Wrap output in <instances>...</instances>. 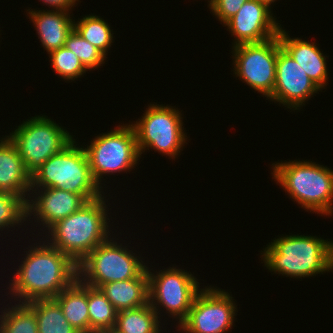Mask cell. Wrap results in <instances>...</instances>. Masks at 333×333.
Here are the masks:
<instances>
[{
	"label": "cell",
	"mask_w": 333,
	"mask_h": 333,
	"mask_svg": "<svg viewBox=\"0 0 333 333\" xmlns=\"http://www.w3.org/2000/svg\"><path fill=\"white\" fill-rule=\"evenodd\" d=\"M158 313L149 302L137 308L118 311L114 329L120 333H159Z\"/></svg>",
	"instance_id": "cell-21"
},
{
	"label": "cell",
	"mask_w": 333,
	"mask_h": 333,
	"mask_svg": "<svg viewBox=\"0 0 333 333\" xmlns=\"http://www.w3.org/2000/svg\"><path fill=\"white\" fill-rule=\"evenodd\" d=\"M76 1L78 0H43V2L46 5L48 4L52 8L53 7L56 8V10H66V11H69L71 7L74 6Z\"/></svg>",
	"instance_id": "cell-30"
},
{
	"label": "cell",
	"mask_w": 333,
	"mask_h": 333,
	"mask_svg": "<svg viewBox=\"0 0 333 333\" xmlns=\"http://www.w3.org/2000/svg\"><path fill=\"white\" fill-rule=\"evenodd\" d=\"M187 318L179 325L186 333H225L231 329L235 303L228 292L216 288L200 289Z\"/></svg>",
	"instance_id": "cell-12"
},
{
	"label": "cell",
	"mask_w": 333,
	"mask_h": 333,
	"mask_svg": "<svg viewBox=\"0 0 333 333\" xmlns=\"http://www.w3.org/2000/svg\"><path fill=\"white\" fill-rule=\"evenodd\" d=\"M35 197L26 202L27 218L34 212L37 220H40L48 229L58 221L78 211L87 201L79 194L56 188H44ZM37 198V199H36ZM33 201V202H32Z\"/></svg>",
	"instance_id": "cell-15"
},
{
	"label": "cell",
	"mask_w": 333,
	"mask_h": 333,
	"mask_svg": "<svg viewBox=\"0 0 333 333\" xmlns=\"http://www.w3.org/2000/svg\"><path fill=\"white\" fill-rule=\"evenodd\" d=\"M321 90L303 68L283 48L278 51L276 78L272 95L268 98L295 110ZM303 104V105H302Z\"/></svg>",
	"instance_id": "cell-13"
},
{
	"label": "cell",
	"mask_w": 333,
	"mask_h": 333,
	"mask_svg": "<svg viewBox=\"0 0 333 333\" xmlns=\"http://www.w3.org/2000/svg\"><path fill=\"white\" fill-rule=\"evenodd\" d=\"M117 310L100 288L88 285V314L91 330H111L115 327Z\"/></svg>",
	"instance_id": "cell-23"
},
{
	"label": "cell",
	"mask_w": 333,
	"mask_h": 333,
	"mask_svg": "<svg viewBox=\"0 0 333 333\" xmlns=\"http://www.w3.org/2000/svg\"><path fill=\"white\" fill-rule=\"evenodd\" d=\"M271 242L263 252L265 266L286 277H309L333 269V242L314 236L289 235Z\"/></svg>",
	"instance_id": "cell-2"
},
{
	"label": "cell",
	"mask_w": 333,
	"mask_h": 333,
	"mask_svg": "<svg viewBox=\"0 0 333 333\" xmlns=\"http://www.w3.org/2000/svg\"><path fill=\"white\" fill-rule=\"evenodd\" d=\"M66 10L29 11L31 21L34 23L47 52H52L65 46V41L74 29V22Z\"/></svg>",
	"instance_id": "cell-18"
},
{
	"label": "cell",
	"mask_w": 333,
	"mask_h": 333,
	"mask_svg": "<svg viewBox=\"0 0 333 333\" xmlns=\"http://www.w3.org/2000/svg\"><path fill=\"white\" fill-rule=\"evenodd\" d=\"M19 303L0 315V333H38L34 310L21 300Z\"/></svg>",
	"instance_id": "cell-24"
},
{
	"label": "cell",
	"mask_w": 333,
	"mask_h": 333,
	"mask_svg": "<svg viewBox=\"0 0 333 333\" xmlns=\"http://www.w3.org/2000/svg\"><path fill=\"white\" fill-rule=\"evenodd\" d=\"M74 144L73 140L31 175L32 191H37L38 186L42 187L41 189L54 187L79 194L87 202L102 196L101 186L92 176L85 149Z\"/></svg>",
	"instance_id": "cell-4"
},
{
	"label": "cell",
	"mask_w": 333,
	"mask_h": 333,
	"mask_svg": "<svg viewBox=\"0 0 333 333\" xmlns=\"http://www.w3.org/2000/svg\"><path fill=\"white\" fill-rule=\"evenodd\" d=\"M100 290L117 311L143 306L149 302L147 268L136 278L109 282Z\"/></svg>",
	"instance_id": "cell-19"
},
{
	"label": "cell",
	"mask_w": 333,
	"mask_h": 333,
	"mask_svg": "<svg viewBox=\"0 0 333 333\" xmlns=\"http://www.w3.org/2000/svg\"><path fill=\"white\" fill-rule=\"evenodd\" d=\"M88 333H112V329L111 330H91Z\"/></svg>",
	"instance_id": "cell-31"
},
{
	"label": "cell",
	"mask_w": 333,
	"mask_h": 333,
	"mask_svg": "<svg viewBox=\"0 0 333 333\" xmlns=\"http://www.w3.org/2000/svg\"><path fill=\"white\" fill-rule=\"evenodd\" d=\"M48 54H50L52 68L65 80H75L87 71L75 53L65 46Z\"/></svg>",
	"instance_id": "cell-28"
},
{
	"label": "cell",
	"mask_w": 333,
	"mask_h": 333,
	"mask_svg": "<svg viewBox=\"0 0 333 333\" xmlns=\"http://www.w3.org/2000/svg\"><path fill=\"white\" fill-rule=\"evenodd\" d=\"M92 176L99 185L103 174L121 172L133 168L140 153L133 125H119L116 129L96 136L90 146L84 148ZM100 181V182H99Z\"/></svg>",
	"instance_id": "cell-8"
},
{
	"label": "cell",
	"mask_w": 333,
	"mask_h": 333,
	"mask_svg": "<svg viewBox=\"0 0 333 333\" xmlns=\"http://www.w3.org/2000/svg\"><path fill=\"white\" fill-rule=\"evenodd\" d=\"M127 250L109 239L99 244L77 265L79 280L100 288L109 282L138 277L147 267Z\"/></svg>",
	"instance_id": "cell-7"
},
{
	"label": "cell",
	"mask_w": 333,
	"mask_h": 333,
	"mask_svg": "<svg viewBox=\"0 0 333 333\" xmlns=\"http://www.w3.org/2000/svg\"><path fill=\"white\" fill-rule=\"evenodd\" d=\"M281 47L296 61L307 76L320 88L326 86L328 72L326 58L315 43L290 38L282 27L279 30Z\"/></svg>",
	"instance_id": "cell-17"
},
{
	"label": "cell",
	"mask_w": 333,
	"mask_h": 333,
	"mask_svg": "<svg viewBox=\"0 0 333 333\" xmlns=\"http://www.w3.org/2000/svg\"><path fill=\"white\" fill-rule=\"evenodd\" d=\"M281 48L278 36L260 43L234 46L235 75L269 98L275 86L276 61Z\"/></svg>",
	"instance_id": "cell-10"
},
{
	"label": "cell",
	"mask_w": 333,
	"mask_h": 333,
	"mask_svg": "<svg viewBox=\"0 0 333 333\" xmlns=\"http://www.w3.org/2000/svg\"><path fill=\"white\" fill-rule=\"evenodd\" d=\"M22 262L10 284L22 303L54 299L78 278L77 264L50 244L34 246Z\"/></svg>",
	"instance_id": "cell-1"
},
{
	"label": "cell",
	"mask_w": 333,
	"mask_h": 333,
	"mask_svg": "<svg viewBox=\"0 0 333 333\" xmlns=\"http://www.w3.org/2000/svg\"><path fill=\"white\" fill-rule=\"evenodd\" d=\"M54 300L61 307L65 318L80 333L90 331L88 314V285L77 278L62 290Z\"/></svg>",
	"instance_id": "cell-20"
},
{
	"label": "cell",
	"mask_w": 333,
	"mask_h": 333,
	"mask_svg": "<svg viewBox=\"0 0 333 333\" xmlns=\"http://www.w3.org/2000/svg\"><path fill=\"white\" fill-rule=\"evenodd\" d=\"M74 29L82 38L97 47L105 56L107 55L106 52L113 40V33L102 18L94 15L85 16L77 23L74 21Z\"/></svg>",
	"instance_id": "cell-25"
},
{
	"label": "cell",
	"mask_w": 333,
	"mask_h": 333,
	"mask_svg": "<svg viewBox=\"0 0 333 333\" xmlns=\"http://www.w3.org/2000/svg\"><path fill=\"white\" fill-rule=\"evenodd\" d=\"M171 107L150 104L142 119L132 124L140 155L147 150L146 147L148 150L153 147L174 159L180 153L187 136L182 129L183 122L179 110Z\"/></svg>",
	"instance_id": "cell-9"
},
{
	"label": "cell",
	"mask_w": 333,
	"mask_h": 333,
	"mask_svg": "<svg viewBox=\"0 0 333 333\" xmlns=\"http://www.w3.org/2000/svg\"><path fill=\"white\" fill-rule=\"evenodd\" d=\"M26 217V201L19 195L0 191V229L14 227L26 221Z\"/></svg>",
	"instance_id": "cell-27"
},
{
	"label": "cell",
	"mask_w": 333,
	"mask_h": 333,
	"mask_svg": "<svg viewBox=\"0 0 333 333\" xmlns=\"http://www.w3.org/2000/svg\"><path fill=\"white\" fill-rule=\"evenodd\" d=\"M27 304L35 312L38 333H80L68 322L54 299H37Z\"/></svg>",
	"instance_id": "cell-22"
},
{
	"label": "cell",
	"mask_w": 333,
	"mask_h": 333,
	"mask_svg": "<svg viewBox=\"0 0 333 333\" xmlns=\"http://www.w3.org/2000/svg\"><path fill=\"white\" fill-rule=\"evenodd\" d=\"M8 137L16 145L30 175L75 140L67 130L45 116H36L24 121Z\"/></svg>",
	"instance_id": "cell-6"
},
{
	"label": "cell",
	"mask_w": 333,
	"mask_h": 333,
	"mask_svg": "<svg viewBox=\"0 0 333 333\" xmlns=\"http://www.w3.org/2000/svg\"><path fill=\"white\" fill-rule=\"evenodd\" d=\"M160 271L154 275L147 267L149 304L156 312L159 304L162 305L169 311L167 313L177 317L180 325L187 318L193 300L200 292L199 282L185 270L170 267Z\"/></svg>",
	"instance_id": "cell-11"
},
{
	"label": "cell",
	"mask_w": 333,
	"mask_h": 333,
	"mask_svg": "<svg viewBox=\"0 0 333 333\" xmlns=\"http://www.w3.org/2000/svg\"><path fill=\"white\" fill-rule=\"evenodd\" d=\"M272 175L298 204L307 210L332 214L333 171L308 161L276 163Z\"/></svg>",
	"instance_id": "cell-5"
},
{
	"label": "cell",
	"mask_w": 333,
	"mask_h": 333,
	"mask_svg": "<svg viewBox=\"0 0 333 333\" xmlns=\"http://www.w3.org/2000/svg\"><path fill=\"white\" fill-rule=\"evenodd\" d=\"M31 190V175L26 171L24 162L16 145L7 136L0 140V191L25 198ZM25 193V194H24Z\"/></svg>",
	"instance_id": "cell-16"
},
{
	"label": "cell",
	"mask_w": 333,
	"mask_h": 333,
	"mask_svg": "<svg viewBox=\"0 0 333 333\" xmlns=\"http://www.w3.org/2000/svg\"><path fill=\"white\" fill-rule=\"evenodd\" d=\"M65 47L75 53L87 70L98 68L107 58L97 47L82 38L75 29L68 35Z\"/></svg>",
	"instance_id": "cell-26"
},
{
	"label": "cell",
	"mask_w": 333,
	"mask_h": 333,
	"mask_svg": "<svg viewBox=\"0 0 333 333\" xmlns=\"http://www.w3.org/2000/svg\"><path fill=\"white\" fill-rule=\"evenodd\" d=\"M270 9L258 0H249L242 5L237 14L224 24L236 38L234 46L260 43L278 36L281 27Z\"/></svg>",
	"instance_id": "cell-14"
},
{
	"label": "cell",
	"mask_w": 333,
	"mask_h": 333,
	"mask_svg": "<svg viewBox=\"0 0 333 333\" xmlns=\"http://www.w3.org/2000/svg\"><path fill=\"white\" fill-rule=\"evenodd\" d=\"M106 208L102 196L86 202L78 211L47 229L52 236V243L48 244L68 255L78 265L96 246L109 238Z\"/></svg>",
	"instance_id": "cell-3"
},
{
	"label": "cell",
	"mask_w": 333,
	"mask_h": 333,
	"mask_svg": "<svg viewBox=\"0 0 333 333\" xmlns=\"http://www.w3.org/2000/svg\"><path fill=\"white\" fill-rule=\"evenodd\" d=\"M249 0H210V9L219 21L225 24L240 10L242 5Z\"/></svg>",
	"instance_id": "cell-29"
},
{
	"label": "cell",
	"mask_w": 333,
	"mask_h": 333,
	"mask_svg": "<svg viewBox=\"0 0 333 333\" xmlns=\"http://www.w3.org/2000/svg\"><path fill=\"white\" fill-rule=\"evenodd\" d=\"M258 1L261 2V3H263V4H265V5H267L269 8H271L270 7L271 3L275 2V0H258Z\"/></svg>",
	"instance_id": "cell-32"
},
{
	"label": "cell",
	"mask_w": 333,
	"mask_h": 333,
	"mask_svg": "<svg viewBox=\"0 0 333 333\" xmlns=\"http://www.w3.org/2000/svg\"><path fill=\"white\" fill-rule=\"evenodd\" d=\"M112 333H120L118 331H116L114 328L112 329Z\"/></svg>",
	"instance_id": "cell-33"
}]
</instances>
